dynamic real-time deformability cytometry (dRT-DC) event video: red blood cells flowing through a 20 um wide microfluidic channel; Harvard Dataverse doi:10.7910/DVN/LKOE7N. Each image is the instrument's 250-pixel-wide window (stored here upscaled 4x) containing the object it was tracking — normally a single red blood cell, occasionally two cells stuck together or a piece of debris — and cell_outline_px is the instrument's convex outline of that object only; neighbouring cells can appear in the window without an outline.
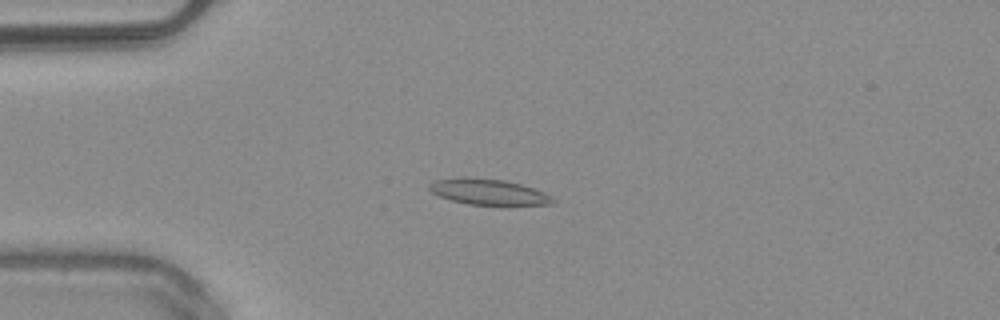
{"species": "common noctule bat (a hibernating species)", "species_latin": "Nyctalus noctula", "temperature_condition": "warm", "stored_images_in_passage": 49, "camera_frame_rate_fps": 3000, "um_per_image_px": 0.085, "animal": {"sex": "male", "body_mass_g": 20.4}, "frame": {"image": 1, "passage_image": 12, "time_ms": 3.667, "image_size_px": [1000, 320], "cell_outline_px": [[556, 204], [468, 204], [452, 200], [440, 196], [432, 192], [428, 188], [428, 184], [432, 180], [464, 176], [504, 180], [520, 184], [544, 192], [556, 200]], "centroid_in_image_um": [41.46, 16.28], "position_along_channel_um": 43.5, "area_um2": 18.44}}
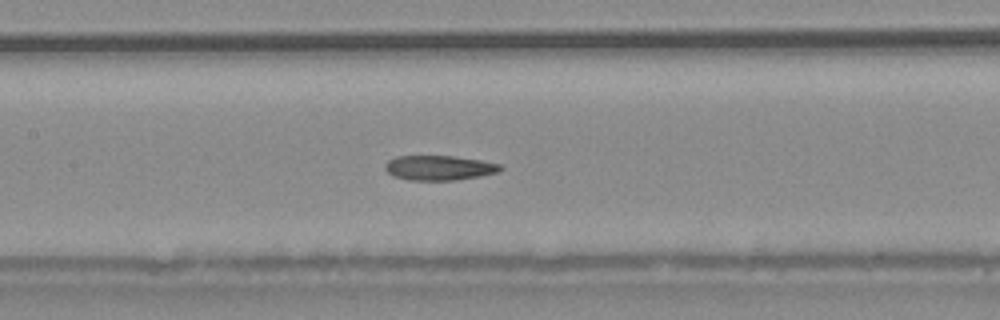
{"frame": {"image": 2, "passage_image": 23, "time_ms": 7.333, "image_size_px": [1000, 320], "cell_outline_px": [[504, 168], [500, 172], [480, 176], [456, 180], [408, 180], [392, 176], [384, 168], [384, 164], [388, 160], [396, 156], [452, 156], [480, 160], [500, 164]], "centroid_in_image_um": [37.32, 14.27], "position_along_channel_um": 170.1, "area_um2": 16.76}}
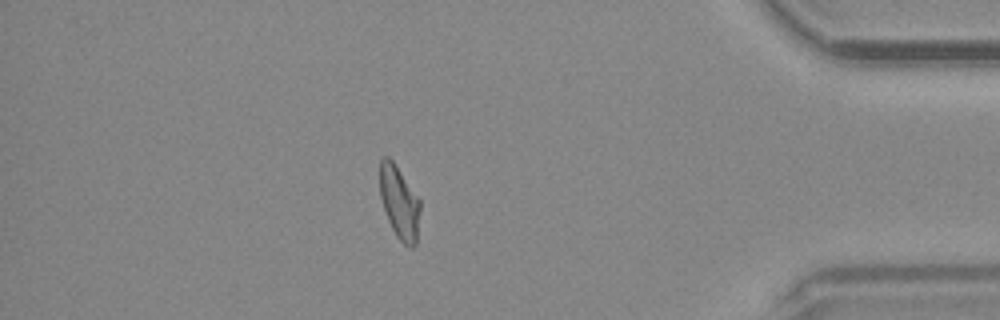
{"frame": {"image": 3, "passage_image": 43, "time_ms": 14.0, "image_size_px": [1000, 320], "cell_outline_px": [[420, 208], [416, 244], [412, 248], [404, 244], [396, 236], [388, 220], [380, 196], [380, 160], [384, 156], [388, 156], [392, 160], [420, 200]], "centroid_in_image_um": [33.94, 17.22], "position_along_channel_um": 401.3, "area_um2": 16.88}, "authors_computed_cell_mechanics": {"area_um2": 17.5712, "velocity_mm_per_s": 4.0516, "shape_relaxation_time_tau1_ms": null, "shape_relaxation_time_tau2_ms": 4.6545, "deformation_change_tau1": null, "deformation_change_tau2": 0.1358}}